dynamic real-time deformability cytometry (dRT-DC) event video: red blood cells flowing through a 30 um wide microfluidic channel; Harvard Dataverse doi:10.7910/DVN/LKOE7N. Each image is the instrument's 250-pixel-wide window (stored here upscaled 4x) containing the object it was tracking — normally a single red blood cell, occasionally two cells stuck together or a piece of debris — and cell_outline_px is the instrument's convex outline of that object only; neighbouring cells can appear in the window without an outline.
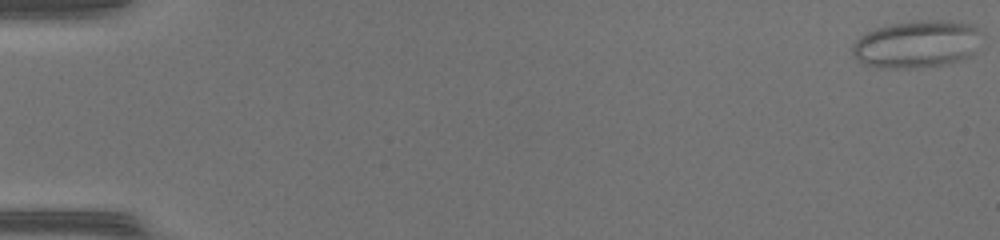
{"species": "common noctule bat (a hibernating species)", "species_latin": "Nyctalus noctula", "temperature_condition": "warm", "stored_images_in_passage": 49, "camera_frame_rate_fps": 3000, "um_per_image_px": 0.085, "animal": {"sex": "female", "body_mass_g": 17.0, "forearm_length_mm": 48.0}, "frame": {"image": 1, "passage_image": 1, "time_ms": 0.0, "image_size_px": [1000, 240], "cell_outline_px": [[976, 32], [972, 52], [968, 56], [956, 60], [940, 64], [916, 68], [880, 68], [868, 64], [860, 60], [852, 52], [852, 44], [860, 36], [876, 28], [888, 24], [916, 20], [944, 20], [972, 24], [976, 28]], "centroid_in_image_um": [77.81, 3.73], "position_along_channel_um": 7.2, "area_um2": 34.68}}
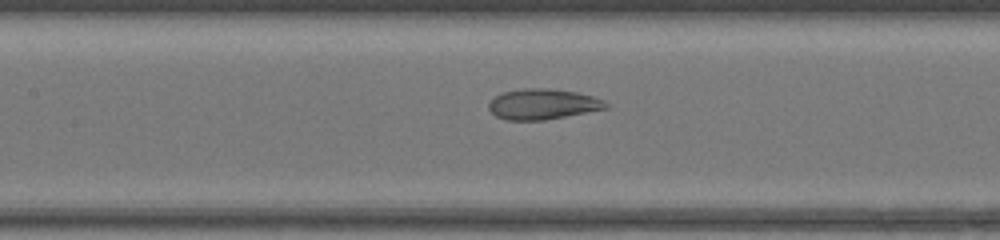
{"frame": {"image": 2, "passage_image": 24, "time_ms": 7.667, "image_size_px": [1000, 240], "cell_outline_px": [[608, 108], [544, 120], [504, 120], [496, 116], [488, 108], [488, 104], [496, 96], [504, 92], [524, 88], [544, 88], [576, 92], [592, 96], [604, 100], [608, 104]], "centroid_in_image_um": [46.13, 8.86], "position_along_channel_um": 161.3, "area_um2": 20.63}}
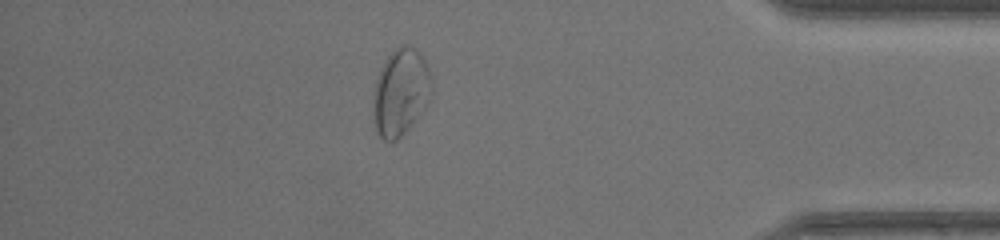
{"frame": {"image": 3, "passage_image": 43, "time_ms": 14.0, "image_size_px": [1000, 240], "cell_outline_px": [[432, 92], [428, 100], [420, 112], [408, 128], [396, 140], [384, 140], [380, 136], [372, 120], [372, 108], [376, 80], [380, 68], [388, 56], [400, 44], [404, 44], [412, 48], [424, 60], [432, 76]], "centroid_in_image_um": [34.03, 7.83], "position_along_channel_um": 401.2, "area_um2": 29.13}, "authors_computed_cell_mechanics": {"area_um2": 27.744, "velocity_mm_per_s": 4.3384, "shape_relaxation_time_tau1_ms": null, "shape_relaxation_time_tau2_ms": 0.9352, "deformation_change_tau1": null, "deformation_change_tau2": 0.0751}}